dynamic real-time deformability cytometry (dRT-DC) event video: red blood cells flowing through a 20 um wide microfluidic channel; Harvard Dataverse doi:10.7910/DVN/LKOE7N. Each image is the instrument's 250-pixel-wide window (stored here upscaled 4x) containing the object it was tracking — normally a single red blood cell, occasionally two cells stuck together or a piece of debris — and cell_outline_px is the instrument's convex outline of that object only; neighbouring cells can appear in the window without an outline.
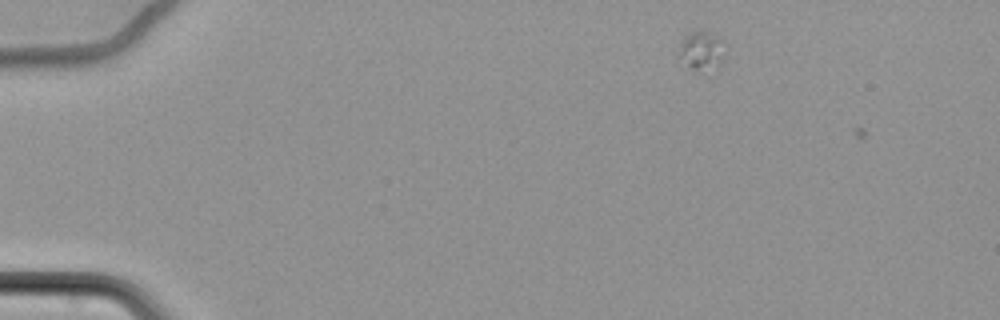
{"species": "common noctule bat (a hibernating species)", "species_latin": "Nyctalus noctula", "temperature_condition": "cold", "stored_images_in_passage": 4, "camera_frame_rate_fps": 3000, "um_per_image_px": 0.085, "animal": {"sex": "female", "body_mass_g": 22.7, "forearm_length_mm": 54.2}, "frame": {"image": 1, "passage_image": 3, "time_ms": 0.667, "image_size_px": [1000, 320], "cell_outline_px": [[728, 44], [716, 68], [700, 72], [696, 72], [688, 68], [680, 52], [680, 44], [684, 36], [692, 32], [704, 32]], "centroid_in_image_um": [59.65, 4.35], "position_along_channel_um": 25.3, "area_um2": 10.06}}